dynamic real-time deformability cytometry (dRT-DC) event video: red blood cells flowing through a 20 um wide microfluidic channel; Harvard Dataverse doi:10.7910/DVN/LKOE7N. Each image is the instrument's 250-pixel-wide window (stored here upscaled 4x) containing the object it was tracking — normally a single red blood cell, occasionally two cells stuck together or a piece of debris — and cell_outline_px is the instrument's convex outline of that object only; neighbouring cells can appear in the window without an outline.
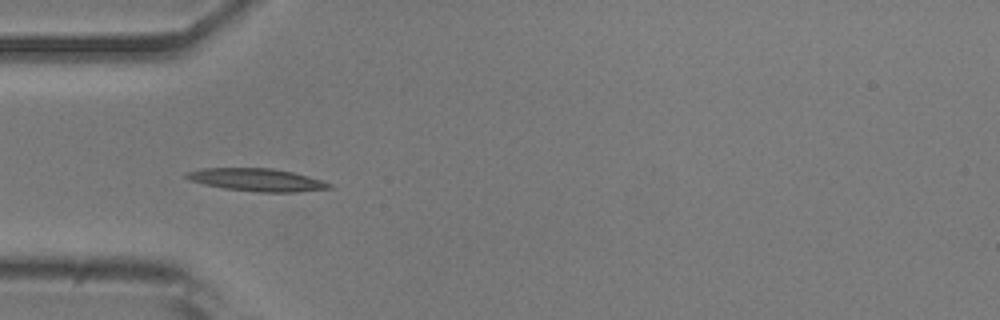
{"species": "common noctule bat (a hibernating species)", "species_latin": "Nyctalus noctula", "temperature_condition": "room temperature", "stored_images_in_passage": 39, "camera_frame_rate_fps": 3000, "um_per_image_px": 0.085, "animal": {"sex": "male", "body_mass_g": 20.5, "forearm_length_mm": 52.5}, "frame": {"image": 1, "passage_image": 3, "time_ms": 0.667, "image_size_px": [1000, 320], "cell_outline_px": [[332, 188], [300, 192], [256, 192], [224, 188], [204, 184], [188, 180], [184, 176], [188, 172], [200, 168], [272, 168], [292, 172], [308, 176], [332, 184]], "centroid_in_image_um": [21.82, 15.29], "position_along_channel_um": 63.2, "area_um2": 18.9}}
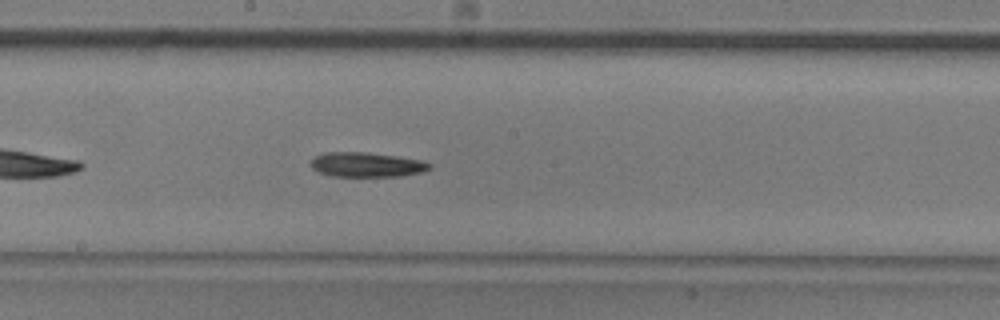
{"frame": {"image": 2, "passage_image": 15, "time_ms": 4.667, "image_size_px": [1000, 320], "cell_outline_px": [[432, 168], [424, 172], [400, 176], [332, 176], [320, 172], [312, 168], [312, 160], [316, 156], [324, 152], [368, 152], [396, 156], [420, 160], [432, 164]], "centroid_in_image_um": [31.21, 13.99], "position_along_channel_um": 217.0, "area_um2": 16.99}}
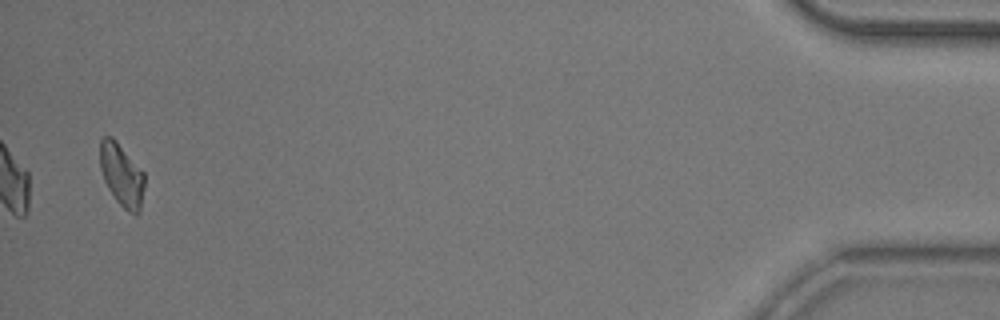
{"frame": {"image": 3, "passage_image": 38, "time_ms": 12.333, "image_size_px": [1000, 320], "cell_outline_px": [[144, 188], [140, 212], [128, 212], [116, 200], [108, 188], [104, 180], [100, 168], [100, 140], [104, 136], [112, 136], [116, 140], [144, 172]], "centroid_in_image_um": [10.34, 14.85], "position_along_channel_um": 424.9, "area_um2": 16.18}, "authors_computed_cell_mechanics": {"area_um2": 16.9354, "velocity_mm_per_s": 3.8483, "shape_relaxation_time_tau1_ms": 7.0359, "shape_relaxation_time_tau2_ms": null, "deformation_change_tau1": 0.1799, "deformation_change_tau2": null}}